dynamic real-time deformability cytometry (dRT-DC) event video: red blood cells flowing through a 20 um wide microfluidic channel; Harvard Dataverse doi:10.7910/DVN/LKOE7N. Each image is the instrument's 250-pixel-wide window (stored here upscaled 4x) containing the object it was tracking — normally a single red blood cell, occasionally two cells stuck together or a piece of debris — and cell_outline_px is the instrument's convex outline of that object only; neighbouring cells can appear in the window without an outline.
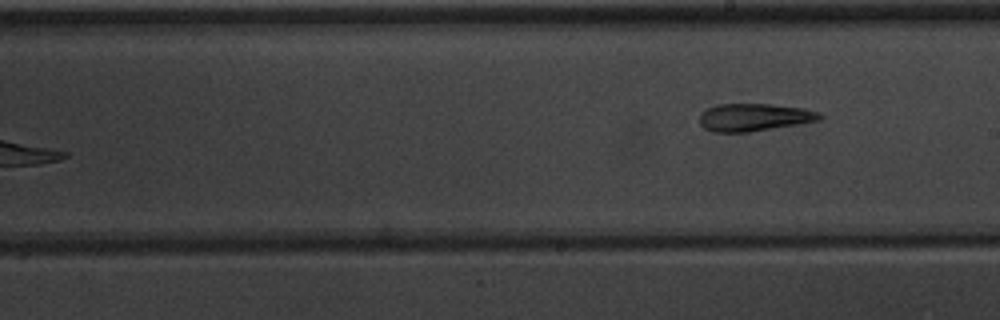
{"species": "common noctule bat (a hibernating species)", "species_latin": "Nyctalus noctula", "temperature_condition": "warm", "stored_images_in_passage": 6, "camera_frame_rate_fps": 3000, "um_per_image_px": 0.085, "animal": {"sex": "male", "body_mass_g": 20.1, "forearm_length_mm": 53.5}, "frame": {"image": 1, "passage_image": 6, "time_ms": 6.0, "image_size_px": [1000, 320], "cell_outline_px": [[824, 116], [820, 120], [800, 124], [748, 132], [712, 132], [704, 128], [700, 124], [700, 112], [708, 108], [720, 104], [772, 104], [804, 108], [820, 112]], "centroid_in_image_um": [64.13, 9.97], "position_along_channel_um": 224.9, "area_um2": 19.48}}